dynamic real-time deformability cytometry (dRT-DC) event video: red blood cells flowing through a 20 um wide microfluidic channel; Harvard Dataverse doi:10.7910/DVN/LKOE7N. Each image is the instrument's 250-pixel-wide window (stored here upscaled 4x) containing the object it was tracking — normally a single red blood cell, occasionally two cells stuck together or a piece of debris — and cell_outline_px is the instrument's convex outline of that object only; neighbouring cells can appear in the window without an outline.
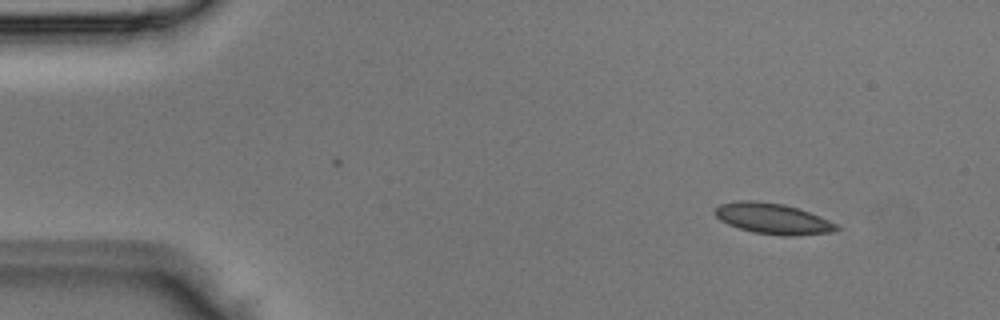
{"species": "Egyptian fruit bat (a non-hibernating species)", "species_latin": "Rousettus aegyptiacus", "temperature_condition": "room temperature", "stored_images_in_passage": 4, "camera_frame_rate_fps": 3000, "um_per_image_px": 0.085, "animal": {"sex": "male"}, "frame": {"image": 1, "passage_image": 1, "time_ms": 0.0, "image_size_px": [1000, 320], "cell_outline_px": [[840, 228], [832, 232], [796, 236], [784, 236], [752, 232], [728, 224], [720, 220], [716, 216], [716, 208], [720, 204], [740, 200], [756, 200], [784, 204], [820, 216], [836, 224]], "centroid_in_image_um": [65.69, 18.59], "position_along_channel_um": 19.3, "area_um2": 21.68}}
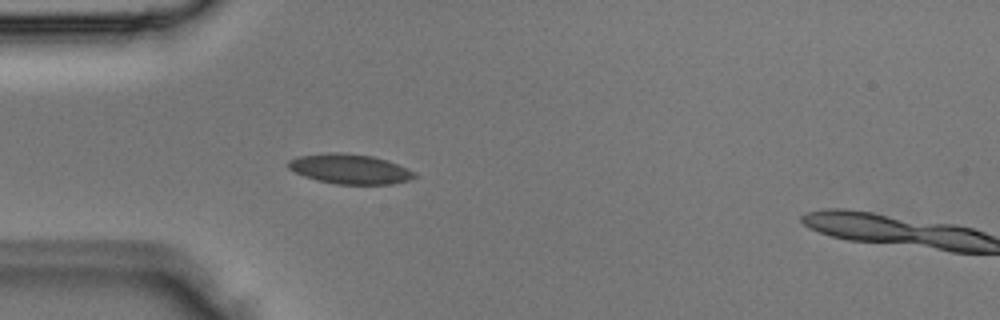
{"frame": {"image": 2, "passage_image": 3, "time_ms": 0.667, "image_size_px": [1000, 320], "cell_outline_px": [[416, 176], [408, 180], [392, 184], [336, 184], [316, 180], [304, 176], [288, 168], [288, 160], [296, 156], [328, 152], [340, 152], [372, 156], [388, 160], [416, 172]], "centroid_in_image_um": [29.72, 14.35], "position_along_channel_um": 55.3, "area_um2": 22.02}}